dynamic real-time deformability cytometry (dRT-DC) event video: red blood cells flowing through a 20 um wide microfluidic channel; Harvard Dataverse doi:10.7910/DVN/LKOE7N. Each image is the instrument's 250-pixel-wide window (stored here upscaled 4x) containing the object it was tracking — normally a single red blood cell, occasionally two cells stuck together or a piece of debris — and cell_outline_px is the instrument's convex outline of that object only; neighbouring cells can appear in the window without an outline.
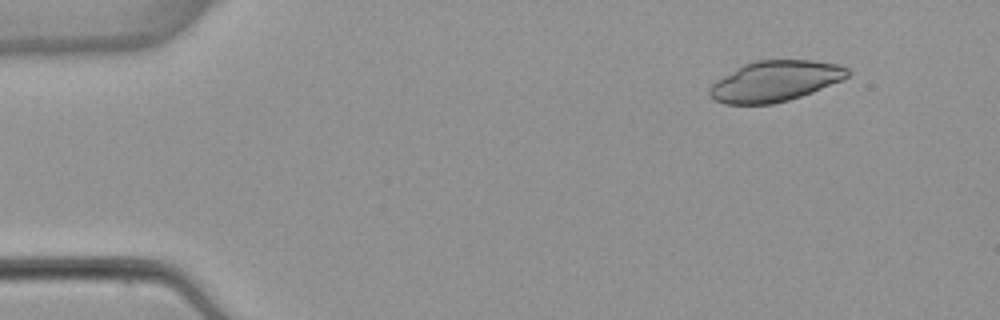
{"species": "common noctule bat (a hibernating species)", "species_latin": "Nyctalus noctula", "temperature_condition": "warm", "stored_images_in_passage": 4, "camera_frame_rate_fps": 3000, "um_per_image_px": 0.085, "animal": {"sex": "female", "body_mass_g": 22.7, "forearm_length_mm": 54.2}, "frame": {"image": 1, "passage_image": 2, "time_ms": 1.333, "image_size_px": [1000, 320], "cell_outline_px": [[852, 72], [848, 76], [840, 80], [812, 92], [788, 100], [772, 104], [724, 104], [716, 100], [708, 92], [708, 88], [716, 80], [736, 68], [744, 64], [756, 60], [812, 60], [836, 64], [848, 68]], "centroid_in_image_um": [65.87, 6.89], "position_along_channel_um": 19.1, "area_um2": 32.48}}